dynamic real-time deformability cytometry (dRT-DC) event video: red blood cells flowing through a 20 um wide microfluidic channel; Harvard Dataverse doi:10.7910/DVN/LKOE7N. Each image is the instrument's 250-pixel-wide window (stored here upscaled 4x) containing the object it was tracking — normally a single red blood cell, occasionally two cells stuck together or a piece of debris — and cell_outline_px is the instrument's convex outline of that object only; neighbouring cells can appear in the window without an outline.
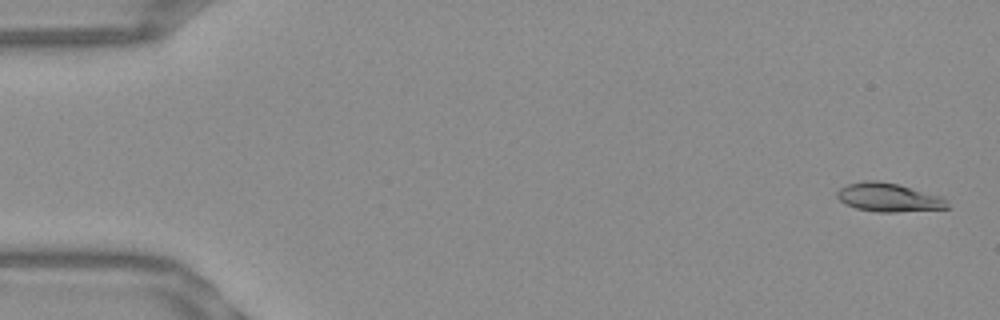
{"species": "Egyptian fruit bat (a non-hibernating species)", "species_latin": "Rousettus aegyptiacus", "temperature_condition": "warm", "stored_images_in_passage": 9, "camera_frame_rate_fps": 3000, "um_per_image_px": 0.085, "frame": {"image": 1, "passage_image": 2, "time_ms": 0.333, "image_size_px": [1000, 320], "cell_outline_px": [[948, 208], [896, 212], [876, 212], [856, 208], [844, 204], [836, 196], [836, 192], [840, 188], [848, 184], [864, 180], [876, 180], [896, 184], [940, 196], [948, 204]], "centroid_in_image_um": [75.46, 16.78], "position_along_channel_um": 9.5, "area_um2": 18.15}}